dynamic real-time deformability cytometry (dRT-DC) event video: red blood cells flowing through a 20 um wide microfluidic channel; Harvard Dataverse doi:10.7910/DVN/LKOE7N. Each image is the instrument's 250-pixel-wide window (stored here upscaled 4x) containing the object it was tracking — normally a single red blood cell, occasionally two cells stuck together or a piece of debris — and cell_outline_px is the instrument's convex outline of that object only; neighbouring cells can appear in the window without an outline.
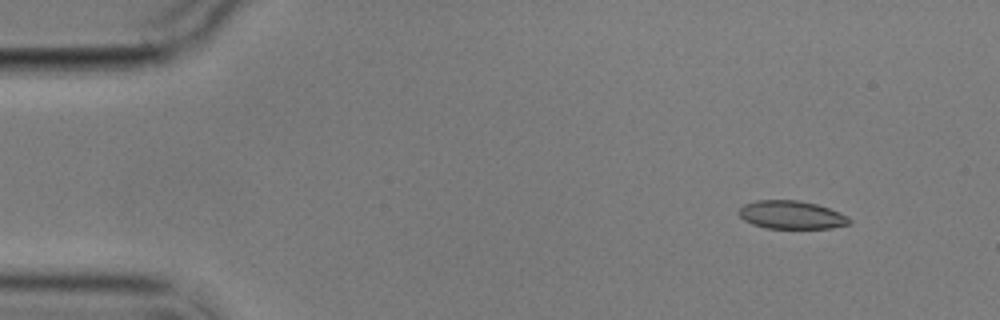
{"species": "common noctule bat (a hibernating species)", "species_latin": "Nyctalus noctula", "temperature_condition": "cold", "stored_images_in_passage": 5, "camera_frame_rate_fps": 3000, "um_per_image_px": 0.085, "animal": {"sex": "male", "body_mass_g": 17.9}, "frame": {"image": 1, "passage_image": 2, "time_ms": 1.333, "image_size_px": [1000, 320], "cell_outline_px": [[852, 224], [832, 228], [768, 228], [752, 224], [744, 220], [736, 212], [744, 204], [756, 200], [800, 200], [816, 204], [828, 208], [848, 216], [852, 220]], "centroid_in_image_um": [67.28, 18.26], "position_along_channel_um": 17.7, "area_um2": 18.26}}
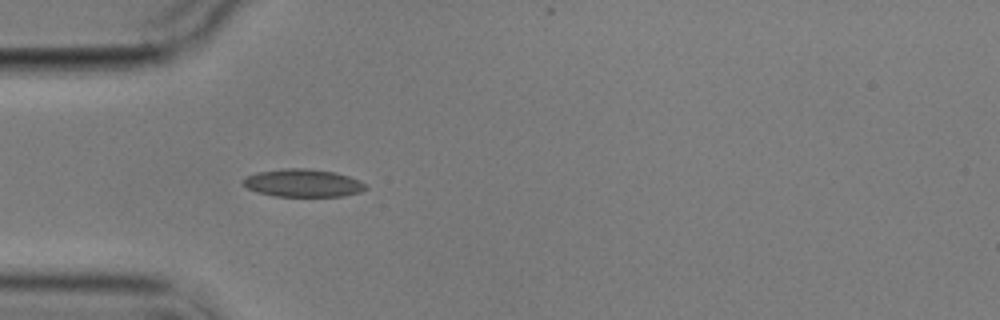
{"frame": {"image": 2, "passage_image": 5, "time_ms": 5.0, "image_size_px": [1000, 320], "cell_outline_px": [[368, 188], [360, 192], [344, 196], [272, 196], [256, 192], [248, 188], [240, 180], [256, 172], [284, 168], [308, 168], [336, 172], [360, 180]], "centroid_in_image_um": [25.74, 15.55], "position_along_channel_um": 59.3, "area_um2": 20.0}}